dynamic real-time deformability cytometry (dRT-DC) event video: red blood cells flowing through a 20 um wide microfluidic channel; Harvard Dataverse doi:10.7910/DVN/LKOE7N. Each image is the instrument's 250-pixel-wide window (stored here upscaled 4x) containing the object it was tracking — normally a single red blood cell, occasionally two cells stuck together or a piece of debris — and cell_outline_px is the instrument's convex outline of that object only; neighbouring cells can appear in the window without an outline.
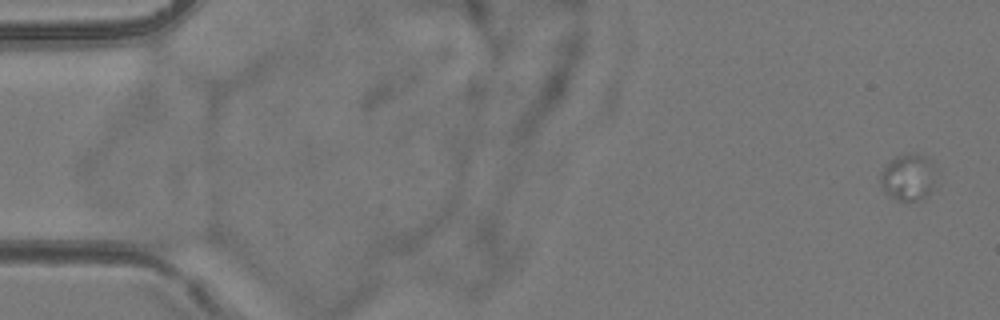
{"species": "common noctule bat (a hibernating species)", "species_latin": "Nyctalus noctula", "temperature_condition": "room temperature", "stored_images_in_passage": 6, "camera_frame_rate_fps": 3000, "um_per_image_px": 0.085, "animal": {"sex": "female", "body_mass_g": 24.6, "forearm_length_mm": 56.2}, "frame": {"image": 1, "passage_image": 1, "time_ms": 0.0, "image_size_px": [1000, 320], "cell_outline_px": [[932, 188], [920, 200], [896, 200], [884, 192], [880, 180], [880, 172], [888, 160], [896, 156], [908, 152], [924, 156], [932, 160]], "centroid_in_image_um": [77.11, 15.03], "position_along_channel_um": 7.9, "area_um2": 14.85}}
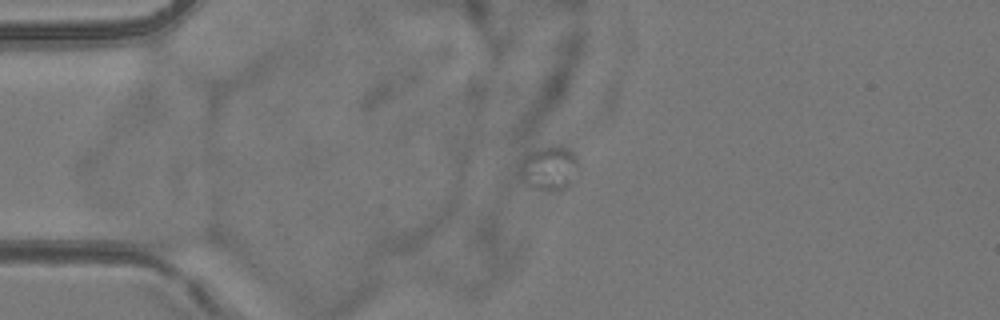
{"frame": {"image": 2, "passage_image": 5, "time_ms": 4.333, "image_size_px": [1000, 320], "cell_outline_px": [[580, 180], [576, 184], [568, 188], [532, 188], [524, 184], [520, 168], [520, 160], [524, 156], [540, 148], [552, 144], [556, 144], [568, 148], [580, 160]], "centroid_in_image_um": [46.81, 14.27], "position_along_channel_um": 38.2, "area_um2": 15.78}}